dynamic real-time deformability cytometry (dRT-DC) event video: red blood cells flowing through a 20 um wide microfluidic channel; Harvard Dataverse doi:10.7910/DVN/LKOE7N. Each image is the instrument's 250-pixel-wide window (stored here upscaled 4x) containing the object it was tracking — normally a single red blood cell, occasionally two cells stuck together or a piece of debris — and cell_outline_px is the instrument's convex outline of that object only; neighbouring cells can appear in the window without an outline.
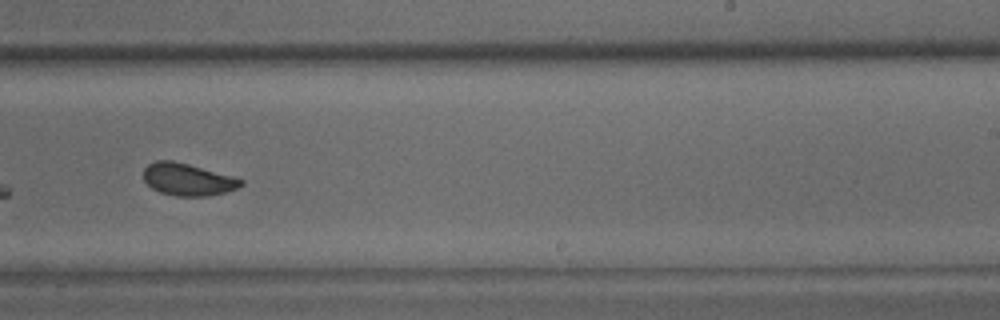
{"species": "common noctule bat (a hibernating species)", "species_latin": "Nyctalus noctula", "temperature_condition": "warm", "stored_images_in_passage": 23, "camera_frame_rate_fps": 3000, "um_per_image_px": 0.085, "animal": {"sex": "male", "body_mass_g": 15.6}, "frame": {"image": 1, "passage_image": 18, "time_ms": 5.667, "image_size_px": [1000, 320], "cell_outline_px": [[244, 184], [236, 188], [224, 192], [208, 196], [176, 196], [160, 192], [152, 188], [144, 180], [144, 168], [148, 164], [156, 160], [172, 160], [188, 164], [232, 176], [244, 180]], "centroid_in_image_um": [15.94, 15.25], "position_along_channel_um": 273.1, "area_um2": 18.15}}